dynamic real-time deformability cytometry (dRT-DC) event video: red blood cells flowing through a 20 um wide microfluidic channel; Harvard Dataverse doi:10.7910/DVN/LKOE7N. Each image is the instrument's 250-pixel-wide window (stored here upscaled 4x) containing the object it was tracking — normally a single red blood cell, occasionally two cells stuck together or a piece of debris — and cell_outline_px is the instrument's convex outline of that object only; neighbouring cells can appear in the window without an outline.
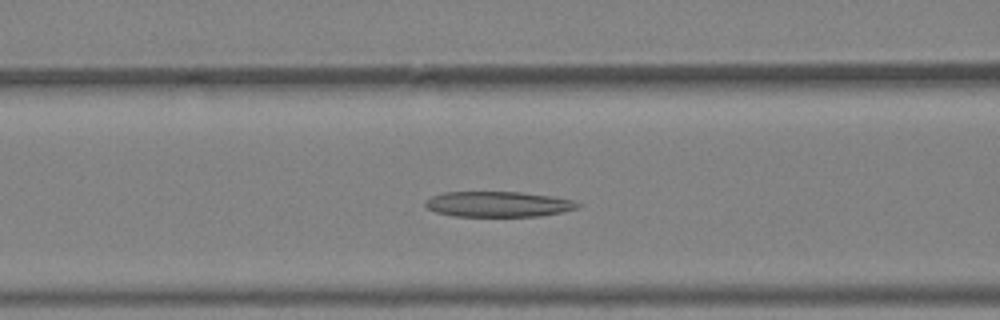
{"species": "Egyptian fruit bat (a non-hibernating species)", "species_latin": "Rousettus aegyptiacus", "temperature_condition": "warm", "stored_images_in_passage": 29, "camera_frame_rate_fps": 3000, "um_per_image_px": 0.085, "animal": {"sex": "female"}, "frame": {"image": 1, "passage_image": 5, "time_ms": 1.333, "image_size_px": [1000, 320], "cell_outline_px": [[580, 204], [576, 208], [560, 212], [540, 216], [452, 216], [436, 212], [428, 208], [424, 204], [424, 200], [432, 196], [444, 192], [520, 192], [552, 196], [572, 200]], "centroid_in_image_um": [42.29, 17.35], "position_along_channel_um": 124.3, "area_um2": 22.48}}
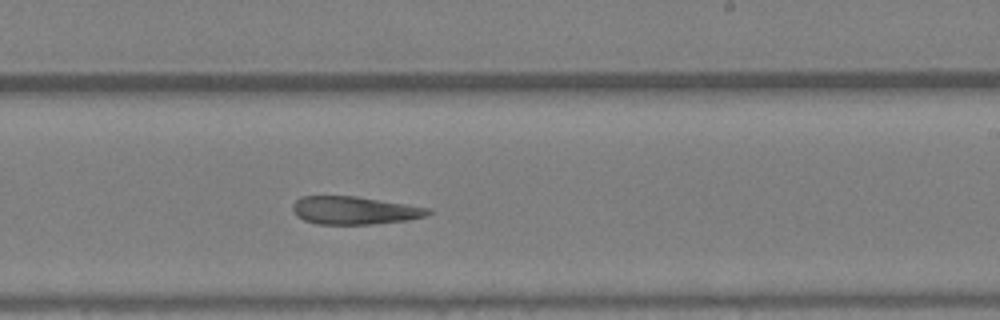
{"frame": {"image": 2, "passage_image": 13, "time_ms": 4.0, "image_size_px": [1000, 320], "cell_outline_px": [[432, 212], [428, 216], [408, 220], [372, 224], [316, 224], [304, 220], [296, 216], [292, 208], [292, 204], [300, 196], [356, 196], [408, 204], [432, 208]], "centroid_in_image_um": [30.15, 17.88], "position_along_channel_um": 258.8, "area_um2": 22.31}}
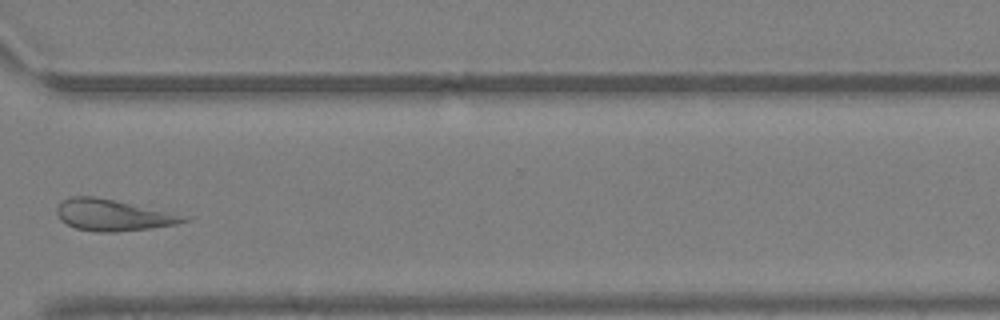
{"frame": {"image": 3, "passage_image": 19, "time_ms": 6.0, "image_size_px": [1000, 320], "cell_outline_px": [[192, 216], [188, 220], [176, 224], [148, 228], [116, 232], [96, 232], [76, 228], [60, 220], [56, 212], [56, 208], [64, 200], [72, 196], [96, 196]], "centroid_in_image_um": [9.63, 18.28], "position_along_channel_um": 361.0, "area_um2": 23.24}}